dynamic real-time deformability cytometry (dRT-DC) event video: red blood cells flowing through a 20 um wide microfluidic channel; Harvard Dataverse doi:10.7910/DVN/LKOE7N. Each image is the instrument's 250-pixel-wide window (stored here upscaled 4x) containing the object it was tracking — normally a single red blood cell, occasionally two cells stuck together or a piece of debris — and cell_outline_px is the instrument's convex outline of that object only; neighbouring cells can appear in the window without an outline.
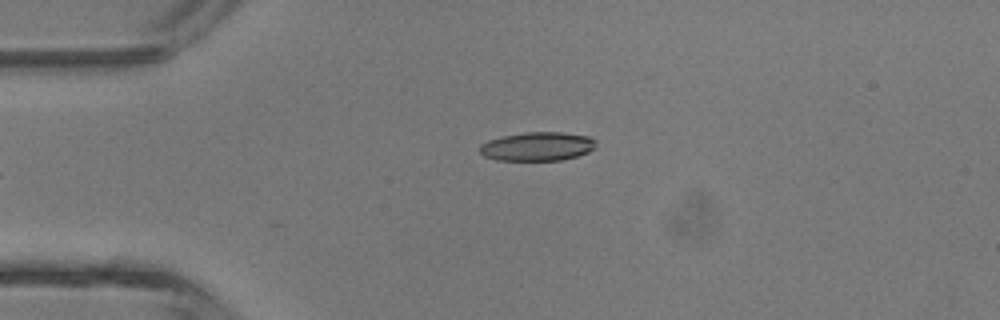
{"species": "common noctule bat (a hibernating species)", "species_latin": "Nyctalus noctula", "temperature_condition": "room temperature", "stored_images_in_passage": 4, "camera_frame_rate_fps": 3000, "um_per_image_px": 0.085, "animal": {"sex": "male", "body_mass_g": 13.3}, "frame": {"image": 1, "passage_image": 4, "time_ms": 3.333, "image_size_px": [1000, 320], "cell_outline_px": [[596, 148], [588, 152], [576, 156], [560, 160], [496, 160], [484, 156], [480, 152], [480, 144], [488, 140], [504, 136], [524, 132], [560, 132], [588, 136], [596, 140]], "centroid_in_image_um": [45.69, 12.44], "position_along_channel_um": 39.3, "area_um2": 19.48}}